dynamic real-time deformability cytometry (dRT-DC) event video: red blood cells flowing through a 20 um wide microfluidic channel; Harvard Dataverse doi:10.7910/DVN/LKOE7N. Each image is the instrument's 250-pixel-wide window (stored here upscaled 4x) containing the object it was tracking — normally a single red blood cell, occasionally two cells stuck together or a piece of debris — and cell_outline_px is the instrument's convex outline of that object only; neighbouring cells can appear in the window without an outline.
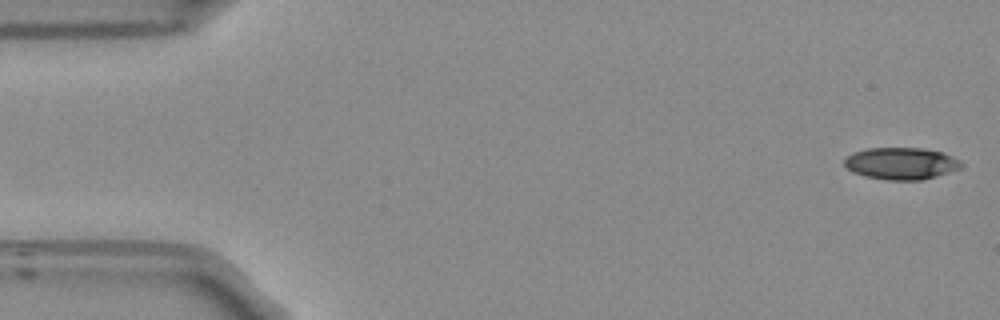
{"species": "Egyptian fruit bat (a non-hibernating species)", "species_latin": "Rousettus aegyptiacus", "temperature_condition": "room temperature", "stored_images_in_passage": 52, "camera_frame_rate_fps": 3000, "um_per_image_px": 0.085, "frame": {"image": 1, "passage_image": 1, "time_ms": 0.0, "image_size_px": [1000, 320], "cell_outline_px": [[964, 164], [960, 168], [936, 176], [920, 180], [888, 180], [864, 176], [852, 172], [844, 164], [844, 156], [852, 152], [868, 148], [924, 148], [940, 152], [960, 160]], "centroid_in_image_um": [76.55, 13.89], "position_along_channel_um": 8.4, "area_um2": 21.79}}
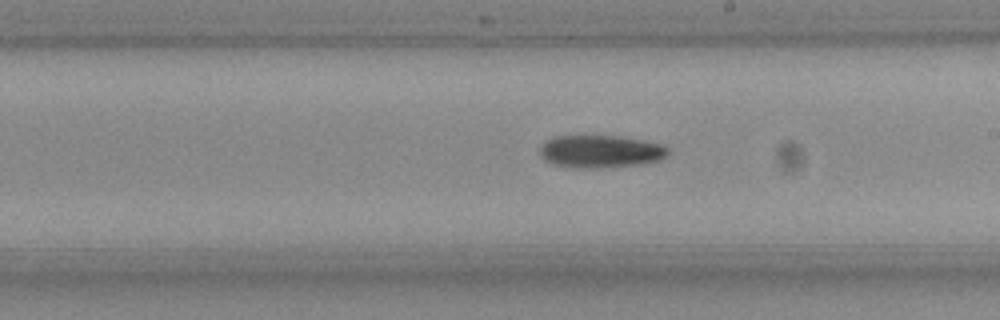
{"frame": {"image": 2, "passage_image": 29, "time_ms": 9.333, "image_size_px": [1000, 320], "cell_outline_px": [[668, 156], [660, 160], [640, 164], [596, 168], [576, 168], [552, 164], [544, 160], [540, 156], [540, 148], [548, 140], [556, 136], [620, 136], [660, 144], [668, 148]], "centroid_in_image_um": [51.04, 12.88], "position_along_channel_um": 238.0, "area_um2": 24.22}}
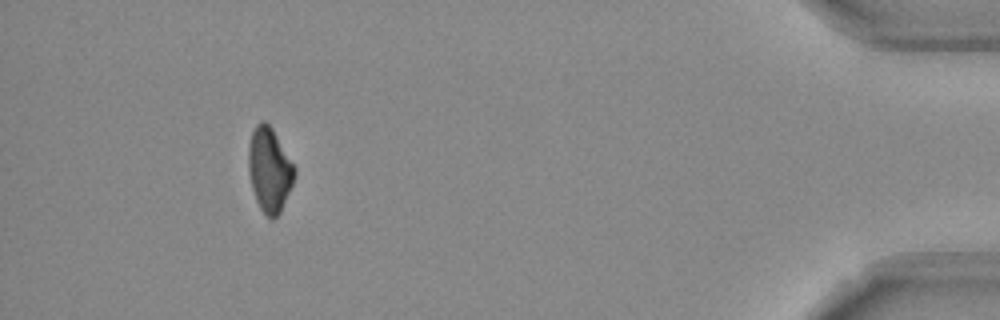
{"frame": {"image": 3, "passage_image": 48, "time_ms": 15.667, "image_size_px": [1000, 320], "cell_outline_px": [[296, 172], [292, 184], [280, 212], [272, 220], [260, 208], [256, 200], [252, 188], [248, 172], [248, 148], [252, 132], [256, 124], [260, 120], [264, 120], [272, 128], [296, 168]], "centroid_in_image_um": [22.89, 14.4], "position_along_channel_um": 412.3, "area_um2": 22.48}, "authors_computed_cell_mechanics": {"area_um2": 23.2356, "velocity_mm_per_s": 3.8199, "shape_relaxation_time_tau1_ms": 6.7432, "shape_relaxation_time_tau2_ms": null, "deformation_change_tau1": 0.16, "deformation_change_tau2": null}}